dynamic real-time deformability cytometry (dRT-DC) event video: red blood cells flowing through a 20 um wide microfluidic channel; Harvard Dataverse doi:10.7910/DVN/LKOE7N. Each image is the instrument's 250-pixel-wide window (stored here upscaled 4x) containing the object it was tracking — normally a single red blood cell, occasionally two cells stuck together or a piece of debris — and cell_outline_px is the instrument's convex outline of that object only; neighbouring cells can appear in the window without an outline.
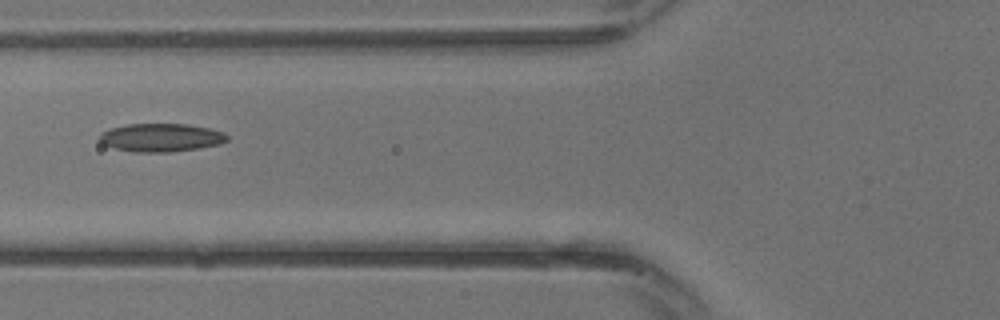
{"species": "common noctule bat (a hibernating species)", "species_latin": "Nyctalus noctula", "temperature_condition": "warm", "stored_images_in_passage": 29, "camera_frame_rate_fps": 3000, "um_per_image_px": 0.085, "animal": {"sex": "male", "body_mass_g": 13.3}, "frame": {"image": 1, "passage_image": 11, "time_ms": 3.333, "image_size_px": [1000, 320], "cell_outline_px": [[228, 140], [220, 144], [196, 148], [168, 152], [136, 152], [116, 148], [104, 144], [100, 140], [100, 132], [112, 128], [128, 124], [188, 124], [212, 128], [224, 132], [228, 136]], "centroid_in_image_um": [13.73, 11.68], "position_along_channel_um": 112.1, "area_um2": 20.87}}